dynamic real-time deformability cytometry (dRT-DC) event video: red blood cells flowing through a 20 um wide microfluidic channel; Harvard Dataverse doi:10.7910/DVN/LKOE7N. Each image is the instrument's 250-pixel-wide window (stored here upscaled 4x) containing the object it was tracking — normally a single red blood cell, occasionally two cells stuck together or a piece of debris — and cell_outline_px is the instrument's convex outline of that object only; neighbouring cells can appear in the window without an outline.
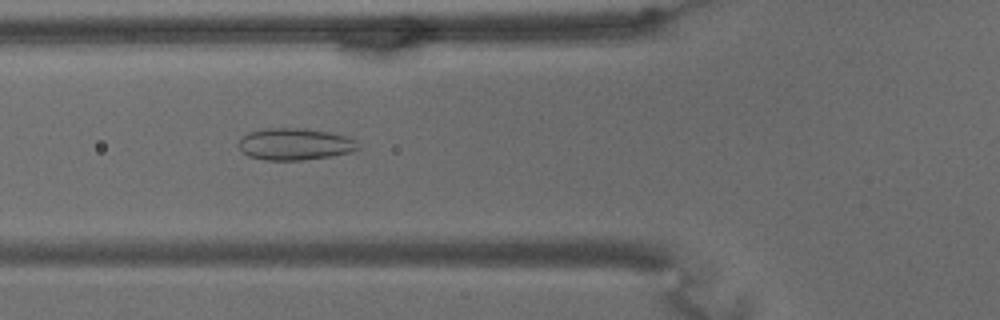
{"species": "common noctule bat (a hibernating species)", "species_latin": "Nyctalus noctula", "temperature_condition": "warm", "stored_images_in_passage": 66, "camera_frame_rate_fps": 3000, "um_per_image_px": 0.085, "animal": {"sex": "male", "body_mass_g": 15.6}, "frame": {"image": 1, "passage_image": 24, "time_ms": 7.667, "image_size_px": [1000, 320], "cell_outline_px": [[360, 148], [352, 152], [332, 156], [304, 160], [264, 160], [248, 156], [240, 148], [240, 140], [248, 132], [268, 128], [304, 128], [328, 132], [348, 136], [356, 140], [360, 144]], "centroid_in_image_um": [25.13, 12.25], "position_along_channel_um": 100.7, "area_um2": 22.25}}
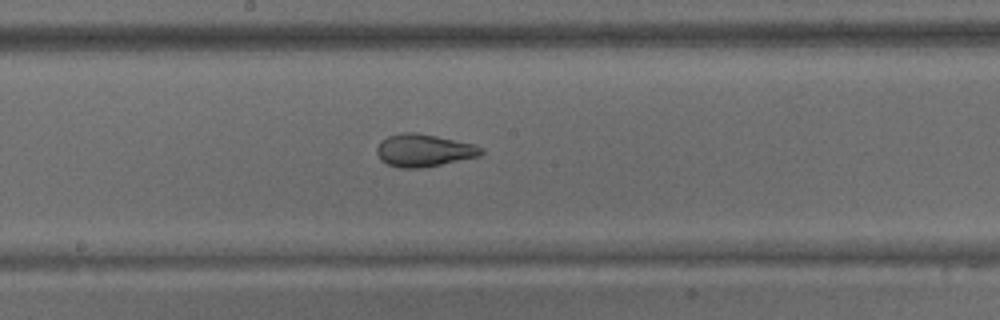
{"frame": {"image": 2, "passage_image": 35, "time_ms": 11.333, "image_size_px": [1000, 320], "cell_outline_px": [[484, 152], [480, 156], [420, 168], [400, 168], [388, 164], [380, 160], [376, 152], [376, 148], [380, 140], [388, 136], [404, 132], [416, 132], [476, 144], [484, 148]], "centroid_in_image_um": [36.02, 12.77], "position_along_channel_um": 212.2, "area_um2": 19.88}}
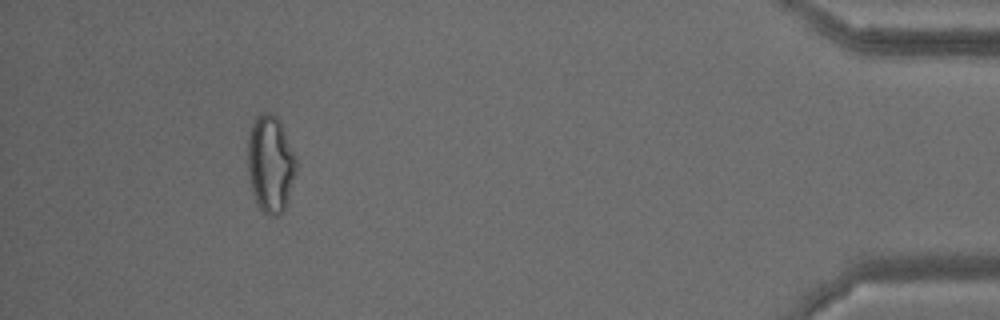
{"frame": {"image": 3, "passage_image": 61, "time_ms": 20.0, "image_size_px": [1000, 320], "cell_outline_px": [[296, 172], [288, 204], [284, 212], [280, 216], [268, 216], [260, 208], [252, 192], [248, 168], [248, 140], [252, 120], [260, 112], [268, 112], [276, 116], [280, 120], [296, 156]], "centroid_in_image_um": [23.01, 13.94], "position_along_channel_um": 412.2, "area_um2": 27.92}, "authors_computed_cell_mechanics": {"area_um2": 24.7095, "velocity_mm_per_s": 3.0252, "shape_relaxation_time_tau1_ms": null, "shape_relaxation_time_tau2_ms": 1.3528, "deformation_change_tau1": null, "deformation_change_tau2": 0.0833}}